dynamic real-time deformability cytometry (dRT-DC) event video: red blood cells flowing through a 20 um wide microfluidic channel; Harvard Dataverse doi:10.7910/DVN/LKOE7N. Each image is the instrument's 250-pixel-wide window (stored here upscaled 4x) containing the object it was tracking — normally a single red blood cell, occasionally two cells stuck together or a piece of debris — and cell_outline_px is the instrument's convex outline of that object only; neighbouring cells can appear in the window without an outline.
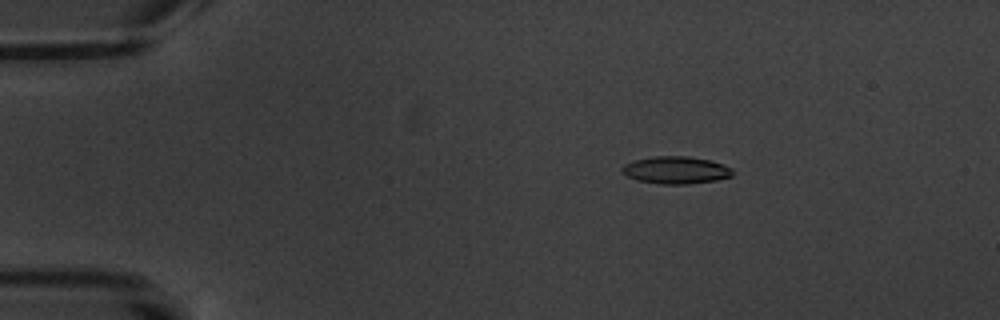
{"species": "common noctule bat (a hibernating species)", "species_latin": "Nyctalus noctula", "temperature_condition": "warm", "stored_images_in_passage": 5, "camera_frame_rate_fps": 3000, "um_per_image_px": 0.085, "animal": {"sex": "male", "body_mass_g": 20.1, "forearm_length_mm": 53.5}, "frame": {"image": 1, "passage_image": 3, "time_ms": 2.333, "image_size_px": [1000, 320], "cell_outline_px": [[732, 176], [716, 180], [688, 184], [660, 184], [636, 180], [628, 176], [620, 168], [624, 164], [632, 160], [656, 156], [688, 156], [708, 160], [724, 164], [732, 168]], "centroid_in_image_um": [57.44, 14.45], "position_along_channel_um": 27.6, "area_um2": 17.63}}